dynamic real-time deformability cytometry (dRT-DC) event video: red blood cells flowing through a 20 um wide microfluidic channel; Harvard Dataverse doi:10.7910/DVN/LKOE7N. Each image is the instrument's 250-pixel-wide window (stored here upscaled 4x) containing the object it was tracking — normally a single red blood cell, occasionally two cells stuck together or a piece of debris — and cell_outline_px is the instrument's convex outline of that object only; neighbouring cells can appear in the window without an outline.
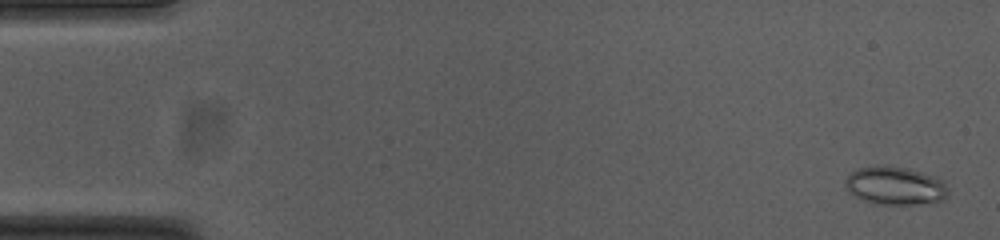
{"species": "common noctule bat (a hibernating species)", "species_latin": "Nyctalus noctula", "temperature_condition": "cold", "stored_images_in_passage": 54, "camera_frame_rate_fps": 3000, "um_per_image_px": 0.085, "animal": {"sex": "female", "body_mass_g": 23.0, "forearm_length_mm": 53.4}, "frame": {"image": 1, "passage_image": 2, "time_ms": 0.333, "image_size_px": [1000, 240], "cell_outline_px": [[948, 196], [944, 200], [920, 204], [876, 204], [856, 196], [848, 192], [844, 188], [844, 184], [848, 176], [856, 168], [876, 164], [888, 164], [908, 168], [932, 176], [940, 180], [944, 184], [948, 192]], "centroid_in_image_um": [76.04, 15.76], "position_along_channel_um": 9.0, "area_um2": 23.06}}
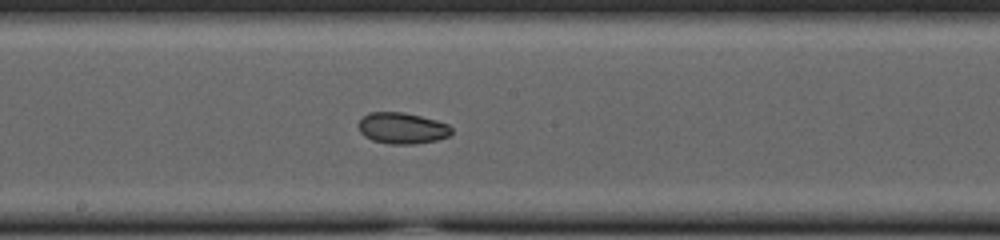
{"frame": {"image": 2, "passage_image": 29, "time_ms": 9.333, "image_size_px": [1000, 240], "cell_outline_px": [[452, 132], [448, 136], [436, 140], [412, 144], [388, 144], [372, 140], [364, 136], [360, 132], [356, 124], [368, 112], [404, 112], [436, 120], [448, 124], [452, 128]], "centroid_in_image_um": [34.15, 10.89], "position_along_channel_um": 214.1, "area_um2": 16.99}}
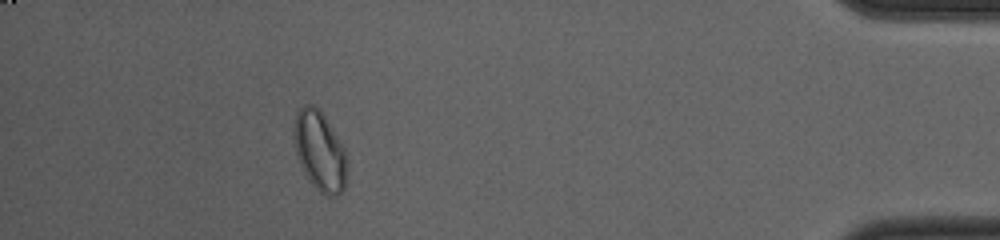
{"frame": {"image": 3, "passage_image": 49, "time_ms": 16.0, "image_size_px": [1000, 240], "cell_outline_px": [[344, 188], [336, 196], [324, 196], [308, 180], [300, 164], [292, 140], [292, 128], [296, 112], [304, 104], [312, 104], [324, 116], [332, 128], [344, 148]], "centroid_in_image_um": [27.1, 12.81], "position_along_channel_um": 408.1, "area_um2": 24.28}, "authors_computed_cell_mechanics": {"area_um2": 18.8428, "velocity_mm_per_s": 3.7618, "shape_relaxation_time_tau1_ms": 2.0047, "shape_relaxation_time_tau2_ms": 4.0533, "deformation_change_tau1": 0.0569, "deformation_change_tau2": 0.049}}